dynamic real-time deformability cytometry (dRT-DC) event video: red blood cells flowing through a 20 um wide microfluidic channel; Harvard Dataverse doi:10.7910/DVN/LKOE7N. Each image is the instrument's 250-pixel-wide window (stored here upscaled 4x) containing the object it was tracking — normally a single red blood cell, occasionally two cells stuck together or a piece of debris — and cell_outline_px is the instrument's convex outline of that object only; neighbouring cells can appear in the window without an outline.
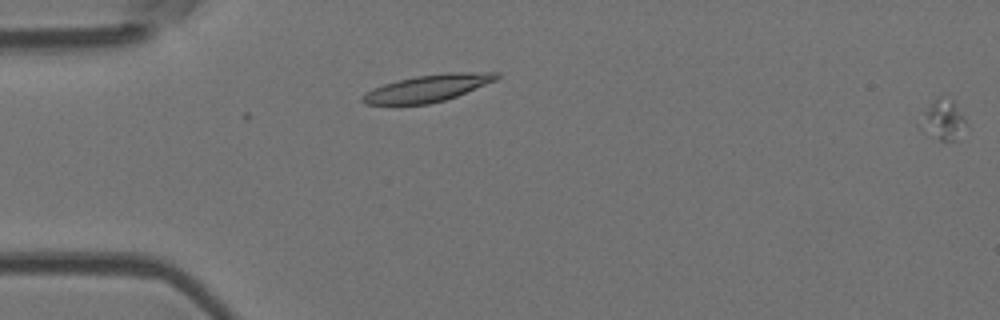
{"species": "Egyptian fruit bat (a non-hibernating species)", "species_latin": "Rousettus aegyptiacus", "temperature_condition": "room temperature", "stored_images_in_passage": 8, "segment_of_instrument_passage": [2, 2], "camera_frame_rate_fps": 3000, "um_per_image_px": 0.085, "animal": {"sex": "female"}, "frame": {"image": 1, "passage_image": 8, "time_ms": 2.333, "image_size_px": [1000, 320], "cell_outline_px": [[968, 128], [956, 140], [940, 140], [920, 132], [920, 128], [924, 112], [936, 96], [940, 96], [952, 100], [964, 116], [968, 124]], "centroid_in_image_um": [80.19, 10.22], "position_along_channel_um": 4.8, "area_um2": 10.87}}